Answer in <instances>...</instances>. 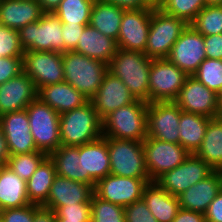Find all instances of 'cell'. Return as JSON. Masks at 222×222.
Here are the masks:
<instances>
[{
  "label": "cell",
  "mask_w": 222,
  "mask_h": 222,
  "mask_svg": "<svg viewBox=\"0 0 222 222\" xmlns=\"http://www.w3.org/2000/svg\"><path fill=\"white\" fill-rule=\"evenodd\" d=\"M206 57L222 60V33L204 36Z\"/></svg>",
  "instance_id": "obj_46"
},
{
  "label": "cell",
  "mask_w": 222,
  "mask_h": 222,
  "mask_svg": "<svg viewBox=\"0 0 222 222\" xmlns=\"http://www.w3.org/2000/svg\"><path fill=\"white\" fill-rule=\"evenodd\" d=\"M218 99H219V101L222 99V88H221L220 92L218 93Z\"/></svg>",
  "instance_id": "obj_57"
},
{
  "label": "cell",
  "mask_w": 222,
  "mask_h": 222,
  "mask_svg": "<svg viewBox=\"0 0 222 222\" xmlns=\"http://www.w3.org/2000/svg\"><path fill=\"white\" fill-rule=\"evenodd\" d=\"M23 71L34 82L37 91L64 82L62 53L57 51H24Z\"/></svg>",
  "instance_id": "obj_10"
},
{
  "label": "cell",
  "mask_w": 222,
  "mask_h": 222,
  "mask_svg": "<svg viewBox=\"0 0 222 222\" xmlns=\"http://www.w3.org/2000/svg\"><path fill=\"white\" fill-rule=\"evenodd\" d=\"M195 154L213 170L222 171V127L215 119L208 123L202 144Z\"/></svg>",
  "instance_id": "obj_33"
},
{
  "label": "cell",
  "mask_w": 222,
  "mask_h": 222,
  "mask_svg": "<svg viewBox=\"0 0 222 222\" xmlns=\"http://www.w3.org/2000/svg\"><path fill=\"white\" fill-rule=\"evenodd\" d=\"M79 156H82L84 183L94 189L98 180L110 174L107 137L102 136L91 143L80 145Z\"/></svg>",
  "instance_id": "obj_21"
},
{
  "label": "cell",
  "mask_w": 222,
  "mask_h": 222,
  "mask_svg": "<svg viewBox=\"0 0 222 222\" xmlns=\"http://www.w3.org/2000/svg\"><path fill=\"white\" fill-rule=\"evenodd\" d=\"M95 0H62L54 13L62 23L89 24Z\"/></svg>",
  "instance_id": "obj_34"
},
{
  "label": "cell",
  "mask_w": 222,
  "mask_h": 222,
  "mask_svg": "<svg viewBox=\"0 0 222 222\" xmlns=\"http://www.w3.org/2000/svg\"><path fill=\"white\" fill-rule=\"evenodd\" d=\"M91 222H125L124 207L91 196Z\"/></svg>",
  "instance_id": "obj_38"
},
{
  "label": "cell",
  "mask_w": 222,
  "mask_h": 222,
  "mask_svg": "<svg viewBox=\"0 0 222 222\" xmlns=\"http://www.w3.org/2000/svg\"><path fill=\"white\" fill-rule=\"evenodd\" d=\"M56 214L51 209L40 206L34 214L33 222H55Z\"/></svg>",
  "instance_id": "obj_50"
},
{
  "label": "cell",
  "mask_w": 222,
  "mask_h": 222,
  "mask_svg": "<svg viewBox=\"0 0 222 222\" xmlns=\"http://www.w3.org/2000/svg\"><path fill=\"white\" fill-rule=\"evenodd\" d=\"M135 100L122 80L109 71L98 91L89 99L101 120L116 109L133 103Z\"/></svg>",
  "instance_id": "obj_19"
},
{
  "label": "cell",
  "mask_w": 222,
  "mask_h": 222,
  "mask_svg": "<svg viewBox=\"0 0 222 222\" xmlns=\"http://www.w3.org/2000/svg\"><path fill=\"white\" fill-rule=\"evenodd\" d=\"M222 127V114H218L215 118H214Z\"/></svg>",
  "instance_id": "obj_56"
},
{
  "label": "cell",
  "mask_w": 222,
  "mask_h": 222,
  "mask_svg": "<svg viewBox=\"0 0 222 222\" xmlns=\"http://www.w3.org/2000/svg\"><path fill=\"white\" fill-rule=\"evenodd\" d=\"M110 174L120 177L149 178L143 142L107 138Z\"/></svg>",
  "instance_id": "obj_7"
},
{
  "label": "cell",
  "mask_w": 222,
  "mask_h": 222,
  "mask_svg": "<svg viewBox=\"0 0 222 222\" xmlns=\"http://www.w3.org/2000/svg\"><path fill=\"white\" fill-rule=\"evenodd\" d=\"M150 178L120 177L109 174L98 180L94 186V194L102 200L126 207L142 200L145 186Z\"/></svg>",
  "instance_id": "obj_14"
},
{
  "label": "cell",
  "mask_w": 222,
  "mask_h": 222,
  "mask_svg": "<svg viewBox=\"0 0 222 222\" xmlns=\"http://www.w3.org/2000/svg\"><path fill=\"white\" fill-rule=\"evenodd\" d=\"M187 23L175 16L152 8L145 54L151 59L168 58L173 44L178 40Z\"/></svg>",
  "instance_id": "obj_5"
},
{
  "label": "cell",
  "mask_w": 222,
  "mask_h": 222,
  "mask_svg": "<svg viewBox=\"0 0 222 222\" xmlns=\"http://www.w3.org/2000/svg\"><path fill=\"white\" fill-rule=\"evenodd\" d=\"M30 122V133L39 151L51 154L61 146L60 115L36 98L26 108Z\"/></svg>",
  "instance_id": "obj_6"
},
{
  "label": "cell",
  "mask_w": 222,
  "mask_h": 222,
  "mask_svg": "<svg viewBox=\"0 0 222 222\" xmlns=\"http://www.w3.org/2000/svg\"><path fill=\"white\" fill-rule=\"evenodd\" d=\"M10 156L7 140L0 126V166H5Z\"/></svg>",
  "instance_id": "obj_51"
},
{
  "label": "cell",
  "mask_w": 222,
  "mask_h": 222,
  "mask_svg": "<svg viewBox=\"0 0 222 222\" xmlns=\"http://www.w3.org/2000/svg\"><path fill=\"white\" fill-rule=\"evenodd\" d=\"M102 136V120L90 101L60 114L61 145L80 146L98 140Z\"/></svg>",
  "instance_id": "obj_4"
},
{
  "label": "cell",
  "mask_w": 222,
  "mask_h": 222,
  "mask_svg": "<svg viewBox=\"0 0 222 222\" xmlns=\"http://www.w3.org/2000/svg\"><path fill=\"white\" fill-rule=\"evenodd\" d=\"M203 36L222 33V5H206L190 23Z\"/></svg>",
  "instance_id": "obj_35"
},
{
  "label": "cell",
  "mask_w": 222,
  "mask_h": 222,
  "mask_svg": "<svg viewBox=\"0 0 222 222\" xmlns=\"http://www.w3.org/2000/svg\"><path fill=\"white\" fill-rule=\"evenodd\" d=\"M193 76L218 94L222 88V60L204 59Z\"/></svg>",
  "instance_id": "obj_39"
},
{
  "label": "cell",
  "mask_w": 222,
  "mask_h": 222,
  "mask_svg": "<svg viewBox=\"0 0 222 222\" xmlns=\"http://www.w3.org/2000/svg\"><path fill=\"white\" fill-rule=\"evenodd\" d=\"M19 32L0 25V57H23Z\"/></svg>",
  "instance_id": "obj_40"
},
{
  "label": "cell",
  "mask_w": 222,
  "mask_h": 222,
  "mask_svg": "<svg viewBox=\"0 0 222 222\" xmlns=\"http://www.w3.org/2000/svg\"><path fill=\"white\" fill-rule=\"evenodd\" d=\"M34 82L22 71L0 85V116L13 111L25 110L37 98Z\"/></svg>",
  "instance_id": "obj_20"
},
{
  "label": "cell",
  "mask_w": 222,
  "mask_h": 222,
  "mask_svg": "<svg viewBox=\"0 0 222 222\" xmlns=\"http://www.w3.org/2000/svg\"><path fill=\"white\" fill-rule=\"evenodd\" d=\"M206 222H222V190L210 203L206 213Z\"/></svg>",
  "instance_id": "obj_47"
},
{
  "label": "cell",
  "mask_w": 222,
  "mask_h": 222,
  "mask_svg": "<svg viewBox=\"0 0 222 222\" xmlns=\"http://www.w3.org/2000/svg\"><path fill=\"white\" fill-rule=\"evenodd\" d=\"M147 106V102L136 99L111 112L102 120L103 136L143 142L147 138Z\"/></svg>",
  "instance_id": "obj_2"
},
{
  "label": "cell",
  "mask_w": 222,
  "mask_h": 222,
  "mask_svg": "<svg viewBox=\"0 0 222 222\" xmlns=\"http://www.w3.org/2000/svg\"><path fill=\"white\" fill-rule=\"evenodd\" d=\"M214 170L196 154H190L176 168L163 173L155 182L166 192L178 196L190 186L208 177Z\"/></svg>",
  "instance_id": "obj_11"
},
{
  "label": "cell",
  "mask_w": 222,
  "mask_h": 222,
  "mask_svg": "<svg viewBox=\"0 0 222 222\" xmlns=\"http://www.w3.org/2000/svg\"><path fill=\"white\" fill-rule=\"evenodd\" d=\"M206 5V0H165L160 9L189 25Z\"/></svg>",
  "instance_id": "obj_37"
},
{
  "label": "cell",
  "mask_w": 222,
  "mask_h": 222,
  "mask_svg": "<svg viewBox=\"0 0 222 222\" xmlns=\"http://www.w3.org/2000/svg\"><path fill=\"white\" fill-rule=\"evenodd\" d=\"M117 49L118 46L114 39L103 35L89 24L85 26L79 37L75 52L109 64Z\"/></svg>",
  "instance_id": "obj_26"
},
{
  "label": "cell",
  "mask_w": 222,
  "mask_h": 222,
  "mask_svg": "<svg viewBox=\"0 0 222 222\" xmlns=\"http://www.w3.org/2000/svg\"><path fill=\"white\" fill-rule=\"evenodd\" d=\"M188 76L168 58L152 59L149 72V103L175 101Z\"/></svg>",
  "instance_id": "obj_9"
},
{
  "label": "cell",
  "mask_w": 222,
  "mask_h": 222,
  "mask_svg": "<svg viewBox=\"0 0 222 222\" xmlns=\"http://www.w3.org/2000/svg\"><path fill=\"white\" fill-rule=\"evenodd\" d=\"M152 8L124 10L118 39V48L145 52L151 22Z\"/></svg>",
  "instance_id": "obj_16"
},
{
  "label": "cell",
  "mask_w": 222,
  "mask_h": 222,
  "mask_svg": "<svg viewBox=\"0 0 222 222\" xmlns=\"http://www.w3.org/2000/svg\"><path fill=\"white\" fill-rule=\"evenodd\" d=\"M54 212L56 214V219L91 220L90 202L60 206Z\"/></svg>",
  "instance_id": "obj_41"
},
{
  "label": "cell",
  "mask_w": 222,
  "mask_h": 222,
  "mask_svg": "<svg viewBox=\"0 0 222 222\" xmlns=\"http://www.w3.org/2000/svg\"><path fill=\"white\" fill-rule=\"evenodd\" d=\"M181 109L174 101L152 102L147 106V137L180 144Z\"/></svg>",
  "instance_id": "obj_12"
},
{
  "label": "cell",
  "mask_w": 222,
  "mask_h": 222,
  "mask_svg": "<svg viewBox=\"0 0 222 222\" xmlns=\"http://www.w3.org/2000/svg\"><path fill=\"white\" fill-rule=\"evenodd\" d=\"M146 2H147L152 8H160V6L165 2V0H146Z\"/></svg>",
  "instance_id": "obj_53"
},
{
  "label": "cell",
  "mask_w": 222,
  "mask_h": 222,
  "mask_svg": "<svg viewBox=\"0 0 222 222\" xmlns=\"http://www.w3.org/2000/svg\"><path fill=\"white\" fill-rule=\"evenodd\" d=\"M64 81L88 100L98 91L108 72V64L75 51L62 53Z\"/></svg>",
  "instance_id": "obj_3"
},
{
  "label": "cell",
  "mask_w": 222,
  "mask_h": 222,
  "mask_svg": "<svg viewBox=\"0 0 222 222\" xmlns=\"http://www.w3.org/2000/svg\"><path fill=\"white\" fill-rule=\"evenodd\" d=\"M211 120L209 117L181 111L179 124L180 145L190 154H195L200 148L206 128Z\"/></svg>",
  "instance_id": "obj_30"
},
{
  "label": "cell",
  "mask_w": 222,
  "mask_h": 222,
  "mask_svg": "<svg viewBox=\"0 0 222 222\" xmlns=\"http://www.w3.org/2000/svg\"><path fill=\"white\" fill-rule=\"evenodd\" d=\"M47 156L42 151L11 155L6 166L21 179L27 181Z\"/></svg>",
  "instance_id": "obj_36"
},
{
  "label": "cell",
  "mask_w": 222,
  "mask_h": 222,
  "mask_svg": "<svg viewBox=\"0 0 222 222\" xmlns=\"http://www.w3.org/2000/svg\"><path fill=\"white\" fill-rule=\"evenodd\" d=\"M206 58L204 36L187 25L173 44L168 59L188 75H193Z\"/></svg>",
  "instance_id": "obj_17"
},
{
  "label": "cell",
  "mask_w": 222,
  "mask_h": 222,
  "mask_svg": "<svg viewBox=\"0 0 222 222\" xmlns=\"http://www.w3.org/2000/svg\"><path fill=\"white\" fill-rule=\"evenodd\" d=\"M219 114H222V99L220 100V110H219Z\"/></svg>",
  "instance_id": "obj_58"
},
{
  "label": "cell",
  "mask_w": 222,
  "mask_h": 222,
  "mask_svg": "<svg viewBox=\"0 0 222 222\" xmlns=\"http://www.w3.org/2000/svg\"><path fill=\"white\" fill-rule=\"evenodd\" d=\"M44 13H53L62 0H37Z\"/></svg>",
  "instance_id": "obj_52"
},
{
  "label": "cell",
  "mask_w": 222,
  "mask_h": 222,
  "mask_svg": "<svg viewBox=\"0 0 222 222\" xmlns=\"http://www.w3.org/2000/svg\"><path fill=\"white\" fill-rule=\"evenodd\" d=\"M43 14L37 0H3L0 3V25L17 31L37 22Z\"/></svg>",
  "instance_id": "obj_24"
},
{
  "label": "cell",
  "mask_w": 222,
  "mask_h": 222,
  "mask_svg": "<svg viewBox=\"0 0 222 222\" xmlns=\"http://www.w3.org/2000/svg\"><path fill=\"white\" fill-rule=\"evenodd\" d=\"M23 71V57H0V85Z\"/></svg>",
  "instance_id": "obj_45"
},
{
  "label": "cell",
  "mask_w": 222,
  "mask_h": 222,
  "mask_svg": "<svg viewBox=\"0 0 222 222\" xmlns=\"http://www.w3.org/2000/svg\"><path fill=\"white\" fill-rule=\"evenodd\" d=\"M18 32L24 51L63 53L62 22L54 12L44 13L37 22L23 26Z\"/></svg>",
  "instance_id": "obj_8"
},
{
  "label": "cell",
  "mask_w": 222,
  "mask_h": 222,
  "mask_svg": "<svg viewBox=\"0 0 222 222\" xmlns=\"http://www.w3.org/2000/svg\"><path fill=\"white\" fill-rule=\"evenodd\" d=\"M207 5H222V0H206Z\"/></svg>",
  "instance_id": "obj_55"
},
{
  "label": "cell",
  "mask_w": 222,
  "mask_h": 222,
  "mask_svg": "<svg viewBox=\"0 0 222 222\" xmlns=\"http://www.w3.org/2000/svg\"><path fill=\"white\" fill-rule=\"evenodd\" d=\"M40 206L31 203L27 206L0 210V219L3 222H33L35 211Z\"/></svg>",
  "instance_id": "obj_42"
},
{
  "label": "cell",
  "mask_w": 222,
  "mask_h": 222,
  "mask_svg": "<svg viewBox=\"0 0 222 222\" xmlns=\"http://www.w3.org/2000/svg\"><path fill=\"white\" fill-rule=\"evenodd\" d=\"M48 156L54 163L57 176L84 183L82 156H79V146L61 145Z\"/></svg>",
  "instance_id": "obj_32"
},
{
  "label": "cell",
  "mask_w": 222,
  "mask_h": 222,
  "mask_svg": "<svg viewBox=\"0 0 222 222\" xmlns=\"http://www.w3.org/2000/svg\"><path fill=\"white\" fill-rule=\"evenodd\" d=\"M37 98L54 109L59 115L81 107L89 101L65 81L40 88Z\"/></svg>",
  "instance_id": "obj_25"
},
{
  "label": "cell",
  "mask_w": 222,
  "mask_h": 222,
  "mask_svg": "<svg viewBox=\"0 0 222 222\" xmlns=\"http://www.w3.org/2000/svg\"><path fill=\"white\" fill-rule=\"evenodd\" d=\"M0 126L6 137L10 155L39 151L30 133V122L26 109L1 115Z\"/></svg>",
  "instance_id": "obj_18"
},
{
  "label": "cell",
  "mask_w": 222,
  "mask_h": 222,
  "mask_svg": "<svg viewBox=\"0 0 222 222\" xmlns=\"http://www.w3.org/2000/svg\"><path fill=\"white\" fill-rule=\"evenodd\" d=\"M89 24H66L62 23L63 53L75 51L84 28Z\"/></svg>",
  "instance_id": "obj_44"
},
{
  "label": "cell",
  "mask_w": 222,
  "mask_h": 222,
  "mask_svg": "<svg viewBox=\"0 0 222 222\" xmlns=\"http://www.w3.org/2000/svg\"><path fill=\"white\" fill-rule=\"evenodd\" d=\"M142 199L158 222H173L180 209L178 196L166 192L155 181L145 186Z\"/></svg>",
  "instance_id": "obj_27"
},
{
  "label": "cell",
  "mask_w": 222,
  "mask_h": 222,
  "mask_svg": "<svg viewBox=\"0 0 222 222\" xmlns=\"http://www.w3.org/2000/svg\"><path fill=\"white\" fill-rule=\"evenodd\" d=\"M123 12L124 9L114 4L106 3L102 0H95L92 6L89 24L103 35L117 41Z\"/></svg>",
  "instance_id": "obj_29"
},
{
  "label": "cell",
  "mask_w": 222,
  "mask_h": 222,
  "mask_svg": "<svg viewBox=\"0 0 222 222\" xmlns=\"http://www.w3.org/2000/svg\"><path fill=\"white\" fill-rule=\"evenodd\" d=\"M181 111L195 113L214 119L220 110L218 94L189 75L174 101Z\"/></svg>",
  "instance_id": "obj_15"
},
{
  "label": "cell",
  "mask_w": 222,
  "mask_h": 222,
  "mask_svg": "<svg viewBox=\"0 0 222 222\" xmlns=\"http://www.w3.org/2000/svg\"><path fill=\"white\" fill-rule=\"evenodd\" d=\"M55 222H91V220H66V219H55Z\"/></svg>",
  "instance_id": "obj_54"
},
{
  "label": "cell",
  "mask_w": 222,
  "mask_h": 222,
  "mask_svg": "<svg viewBox=\"0 0 222 222\" xmlns=\"http://www.w3.org/2000/svg\"><path fill=\"white\" fill-rule=\"evenodd\" d=\"M31 204L27 196L26 181L6 165L0 168V210Z\"/></svg>",
  "instance_id": "obj_28"
},
{
  "label": "cell",
  "mask_w": 222,
  "mask_h": 222,
  "mask_svg": "<svg viewBox=\"0 0 222 222\" xmlns=\"http://www.w3.org/2000/svg\"><path fill=\"white\" fill-rule=\"evenodd\" d=\"M111 3L124 10L152 8L146 0H102Z\"/></svg>",
  "instance_id": "obj_49"
},
{
  "label": "cell",
  "mask_w": 222,
  "mask_h": 222,
  "mask_svg": "<svg viewBox=\"0 0 222 222\" xmlns=\"http://www.w3.org/2000/svg\"><path fill=\"white\" fill-rule=\"evenodd\" d=\"M173 222H206L205 214L180 208Z\"/></svg>",
  "instance_id": "obj_48"
},
{
  "label": "cell",
  "mask_w": 222,
  "mask_h": 222,
  "mask_svg": "<svg viewBox=\"0 0 222 222\" xmlns=\"http://www.w3.org/2000/svg\"><path fill=\"white\" fill-rule=\"evenodd\" d=\"M57 176L53 161L47 156L31 178L26 181L27 196L31 203L42 205L48 198L54 178Z\"/></svg>",
  "instance_id": "obj_31"
},
{
  "label": "cell",
  "mask_w": 222,
  "mask_h": 222,
  "mask_svg": "<svg viewBox=\"0 0 222 222\" xmlns=\"http://www.w3.org/2000/svg\"><path fill=\"white\" fill-rule=\"evenodd\" d=\"M145 163L150 181L184 162L190 153L180 144L168 143L147 137L143 141Z\"/></svg>",
  "instance_id": "obj_13"
},
{
  "label": "cell",
  "mask_w": 222,
  "mask_h": 222,
  "mask_svg": "<svg viewBox=\"0 0 222 222\" xmlns=\"http://www.w3.org/2000/svg\"><path fill=\"white\" fill-rule=\"evenodd\" d=\"M94 189L86 183L56 176L47 200L41 205L55 211L60 206L91 202Z\"/></svg>",
  "instance_id": "obj_23"
},
{
  "label": "cell",
  "mask_w": 222,
  "mask_h": 222,
  "mask_svg": "<svg viewBox=\"0 0 222 222\" xmlns=\"http://www.w3.org/2000/svg\"><path fill=\"white\" fill-rule=\"evenodd\" d=\"M151 61L145 53L118 48L108 71L122 80L135 99L149 103Z\"/></svg>",
  "instance_id": "obj_1"
},
{
  "label": "cell",
  "mask_w": 222,
  "mask_h": 222,
  "mask_svg": "<svg viewBox=\"0 0 222 222\" xmlns=\"http://www.w3.org/2000/svg\"><path fill=\"white\" fill-rule=\"evenodd\" d=\"M221 190L222 171L214 170L208 177L178 195L180 208L205 214Z\"/></svg>",
  "instance_id": "obj_22"
},
{
  "label": "cell",
  "mask_w": 222,
  "mask_h": 222,
  "mask_svg": "<svg viewBox=\"0 0 222 222\" xmlns=\"http://www.w3.org/2000/svg\"><path fill=\"white\" fill-rule=\"evenodd\" d=\"M124 218L125 222H158L143 199L124 207Z\"/></svg>",
  "instance_id": "obj_43"
}]
</instances>
